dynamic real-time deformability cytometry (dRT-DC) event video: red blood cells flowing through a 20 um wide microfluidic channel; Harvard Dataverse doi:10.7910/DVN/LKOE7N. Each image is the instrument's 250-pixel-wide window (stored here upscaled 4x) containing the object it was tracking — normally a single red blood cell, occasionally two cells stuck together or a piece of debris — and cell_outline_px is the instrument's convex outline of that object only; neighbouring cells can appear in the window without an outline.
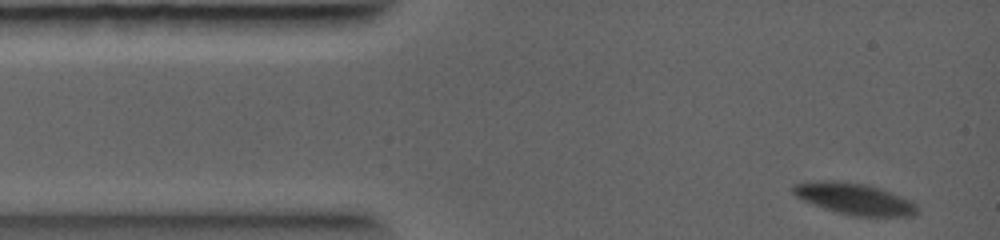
{"species": "common noctule bat (a hibernating species)", "species_latin": "Nyctalus noctula", "temperature_condition": "warm", "stored_images_in_passage": 22, "camera_frame_rate_fps": 5000, "um_per_image_px": 0.085, "animal": {"sex": "female", "body_mass_g": 19.0, "forearm_length_mm": 56.7}, "frame": {"image": 1, "passage_image": 1, "time_ms": 0.0, "image_size_px": [1000, 240], "cell_outline_px": [[916, 212], [912, 216], [852, 216], [836, 212], [812, 204], [796, 196], [792, 192], [792, 184], [808, 180], [836, 180], [868, 184], [880, 188], [908, 200], [916, 204]], "centroid_in_image_um": [72.53, 16.87], "position_along_channel_um": 12.5, "area_um2": 22.77}}
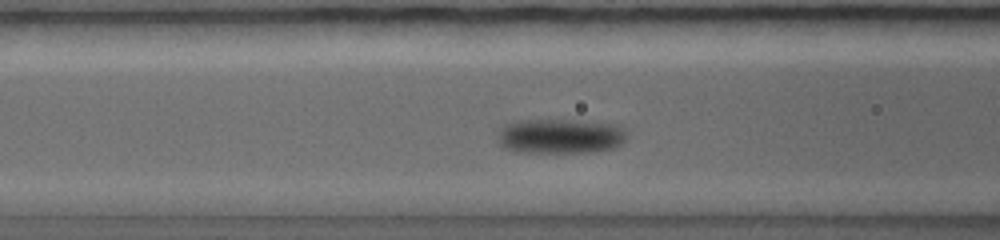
{"frame": {"image": 2, "passage_image": 9, "time_ms": 3.0, "image_size_px": [1000, 240], "cell_outline_px": [[628, 132], [624, 140], [620, 144], [612, 148], [592, 152], [516, 152], [504, 148], [500, 144], [496, 128], [504, 124], [520, 120], [576, 120], [620, 124]], "centroid_in_image_um": [47.61, 11.56], "position_along_channel_um": 119.0, "area_um2": 26.65}}
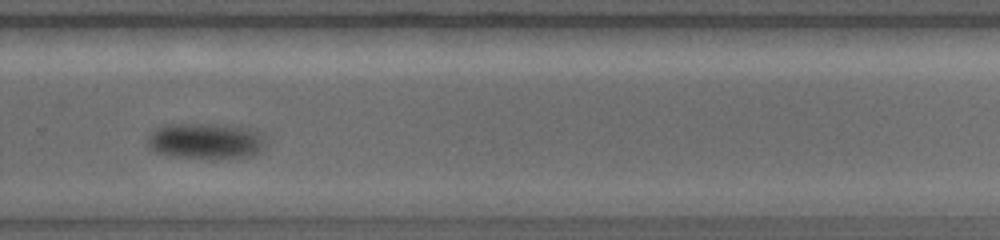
{"frame": {"image": 3, "passage_image": 18, "time_ms": 6.4, "image_size_px": [1000, 240], "cell_outline_px": [[268, 144], [260, 152], [252, 156], [224, 160], [208, 160], [180, 156], [156, 152], [148, 148], [144, 140], [152, 132], [164, 124], [228, 124], [248, 128], [260, 132], [264, 136]], "centroid_in_image_um": [17.55, 12.0], "position_along_channel_um": 312.2, "area_um2": 25.72}}